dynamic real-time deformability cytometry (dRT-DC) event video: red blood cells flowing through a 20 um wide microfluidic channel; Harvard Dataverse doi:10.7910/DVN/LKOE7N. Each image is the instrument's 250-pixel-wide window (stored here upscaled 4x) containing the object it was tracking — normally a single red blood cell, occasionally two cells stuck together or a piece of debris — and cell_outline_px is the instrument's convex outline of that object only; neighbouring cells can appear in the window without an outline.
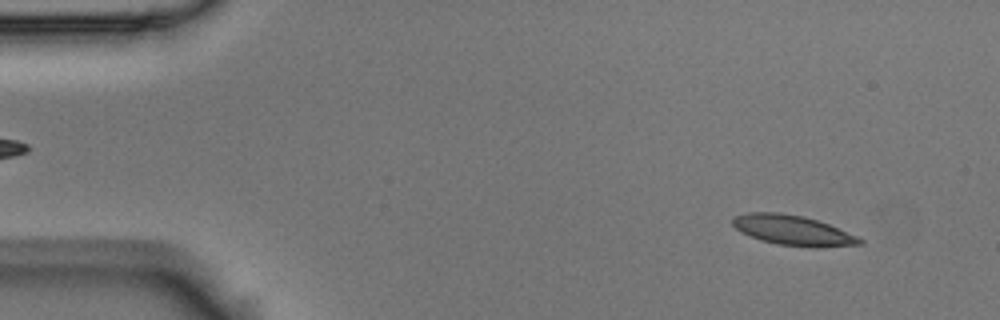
{"species": "Egyptian fruit bat (a non-hibernating species)", "species_latin": "Rousettus aegyptiacus", "temperature_condition": "room temperature", "stored_images_in_passage": 4, "camera_frame_rate_fps": 3000, "um_per_image_px": 0.085, "animal": {"sex": "male"}, "frame": {"image": 1, "passage_image": 1, "time_ms": 0.0, "image_size_px": [1000, 320], "cell_outline_px": [[864, 244], [820, 248], [812, 248], [776, 244], [760, 240], [740, 232], [732, 224], [732, 216], [748, 212], [780, 212], [804, 216], [828, 224], [856, 236], [864, 240]], "centroid_in_image_um": [67.37, 19.58], "position_along_channel_um": 17.6, "area_um2": 22.48}}
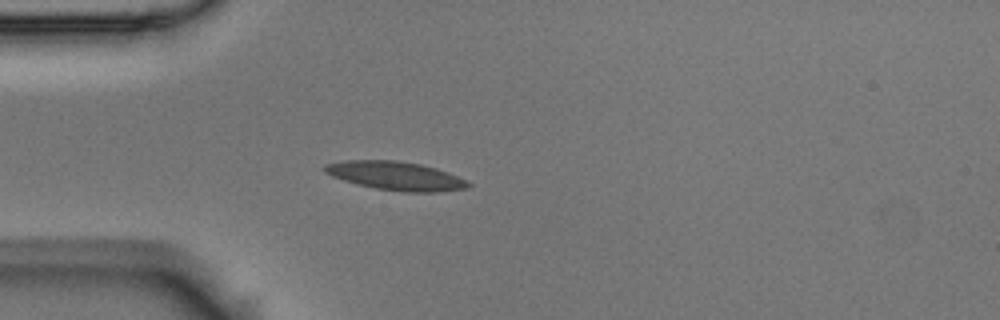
{"frame": {"image": 2, "passage_image": 3, "time_ms": 0.667, "image_size_px": [1000, 320], "cell_outline_px": [[472, 184], [468, 188], [440, 192], [404, 192], [376, 188], [356, 184], [332, 176], [324, 172], [324, 164], [344, 160], [396, 160], [420, 164], [436, 168], [448, 172]], "centroid_in_image_um": [33.62, 14.94], "position_along_channel_um": 51.4, "area_um2": 23.93}}